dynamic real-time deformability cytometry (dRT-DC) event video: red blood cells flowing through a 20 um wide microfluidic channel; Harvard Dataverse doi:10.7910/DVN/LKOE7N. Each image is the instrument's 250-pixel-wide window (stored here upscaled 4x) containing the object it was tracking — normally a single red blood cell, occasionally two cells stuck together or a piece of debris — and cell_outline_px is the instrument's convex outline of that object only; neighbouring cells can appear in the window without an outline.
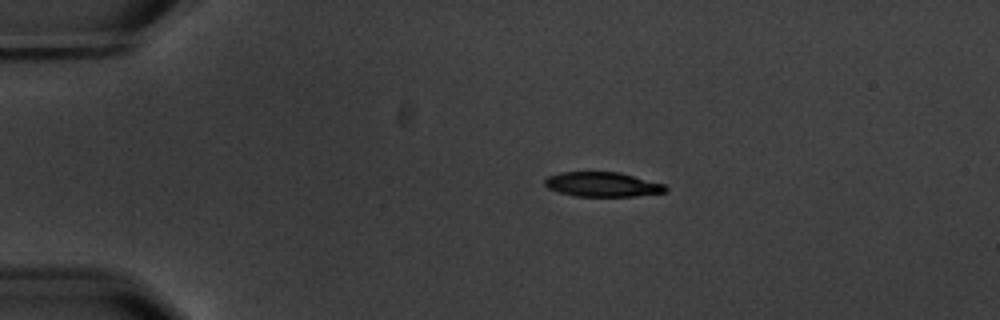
{"species": "common noctule bat (a hibernating species)", "species_latin": "Nyctalus noctula", "temperature_condition": "warm", "stored_images_in_passage": 9, "camera_frame_rate_fps": 3000, "um_per_image_px": 0.085, "animal": {"sex": "male", "body_mass_g": 20.1, "forearm_length_mm": 53.5}, "frame": {"image": 1, "passage_image": 2, "time_ms": 1.0, "image_size_px": [1000, 320], "cell_outline_px": [[668, 192], [636, 196], [572, 196], [548, 188], [544, 184], [544, 180], [548, 176], [560, 172], [620, 172], [664, 184], [668, 188]], "centroid_in_image_um": [51.22, 15.68], "position_along_channel_um": 33.8, "area_um2": 17.4}}
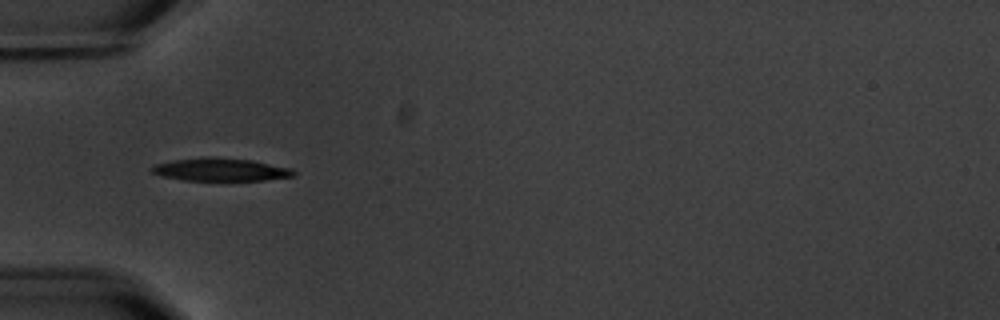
{"frame": {"image": 2, "passage_image": 4, "time_ms": 3.333, "image_size_px": [1000, 320], "cell_outline_px": [[296, 172], [292, 176], [264, 180], [184, 180], [164, 176], [152, 172], [148, 168], [152, 164], [172, 160], [204, 156], [208, 156], [252, 160], [292, 168]], "centroid_in_image_um": [18.7, 14.39], "position_along_channel_um": 66.3, "area_um2": 19.02}}
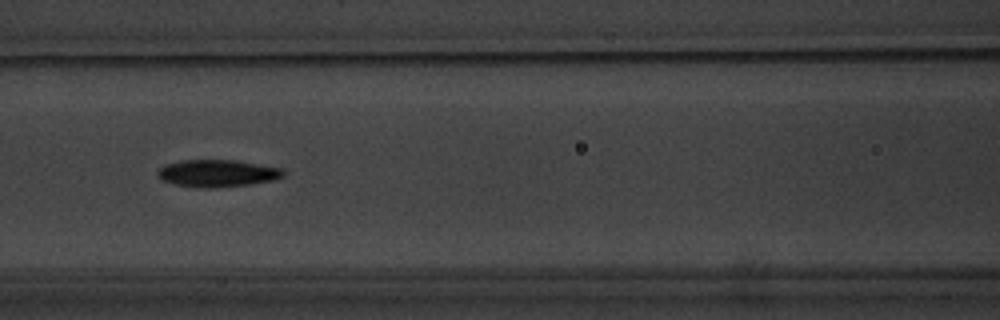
{"frame": {"image": 3, "passage_image": 6, "time_ms": 5.667, "image_size_px": [1000, 320], "cell_outline_px": [[284, 176], [272, 180], [248, 184], [216, 188], [196, 188], [172, 184], [164, 180], [156, 172], [164, 164], [184, 160], [236, 160], [284, 168]], "centroid_in_image_um": [18.48, 14.73], "position_along_channel_um": 148.1, "area_um2": 20.0}}